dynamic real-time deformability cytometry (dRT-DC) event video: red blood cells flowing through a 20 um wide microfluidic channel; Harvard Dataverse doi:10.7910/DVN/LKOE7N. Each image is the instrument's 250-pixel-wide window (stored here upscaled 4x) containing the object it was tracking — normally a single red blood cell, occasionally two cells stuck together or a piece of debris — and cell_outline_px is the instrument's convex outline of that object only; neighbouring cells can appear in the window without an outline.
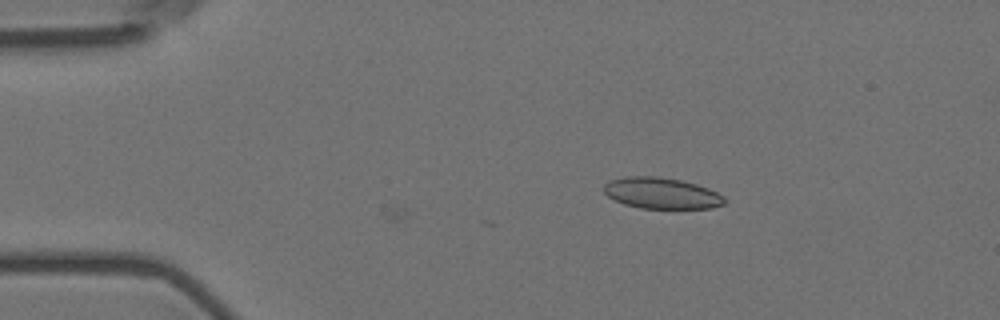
{"species": "Egyptian fruit bat (a non-hibernating species)", "species_latin": "Rousettus aegyptiacus", "temperature_condition": "room temperature", "stored_images_in_passage": 3, "camera_frame_rate_fps": 3000, "um_per_image_px": 0.085, "animal": {"sex": "female"}, "frame": {"image": 1, "passage_image": 1, "time_ms": 0.0, "image_size_px": [1000, 320], "cell_outline_px": [[728, 200], [724, 204], [712, 208], [640, 208], [624, 204], [608, 196], [604, 192], [604, 184], [612, 180], [628, 176], [656, 176], [680, 180], [696, 184], [708, 188], [724, 196]], "centroid_in_image_um": [56.26, 16.42], "position_along_channel_um": 28.7, "area_um2": 21.79}}